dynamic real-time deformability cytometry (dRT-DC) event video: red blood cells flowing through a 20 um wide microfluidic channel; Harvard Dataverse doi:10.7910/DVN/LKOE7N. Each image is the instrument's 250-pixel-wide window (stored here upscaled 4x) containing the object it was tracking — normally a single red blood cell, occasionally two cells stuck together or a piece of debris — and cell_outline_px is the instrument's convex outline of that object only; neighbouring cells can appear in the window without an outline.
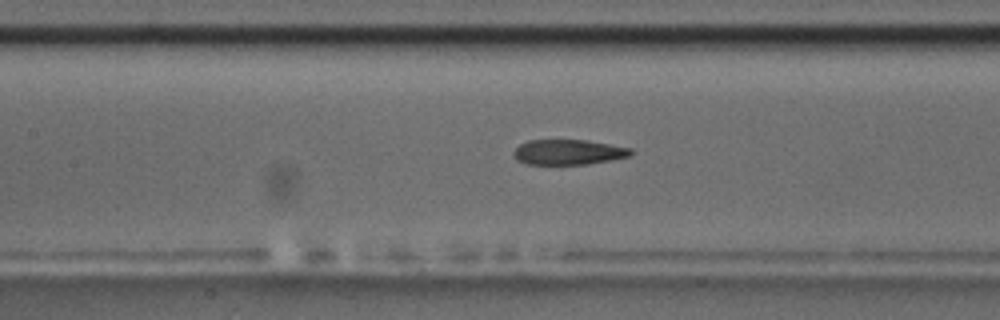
{"species": "common noctule bat (a hibernating species)", "species_latin": "Nyctalus noctula", "temperature_condition": "room temperature", "stored_images_in_passage": 54, "camera_frame_rate_fps": 3000, "um_per_image_px": 0.085, "animal": {"sex": "male", "body_mass_g": 17.5, "forearm_length_mm": 52.3}, "frame": {"image": 1, "passage_image": 24, "time_ms": 7.667, "image_size_px": [1000, 320], "cell_outline_px": [[632, 156], [588, 164], [528, 164], [516, 160], [512, 156], [512, 152], [520, 144], [528, 140], [588, 140], [632, 148]], "centroid_in_image_um": [48.3, 12.93], "position_along_channel_um": 159.1, "area_um2": 17.34}, "authors_computed_cell_mechanics": {"area_um2": 18.3804, "velocity_mm_per_s": 3.7262, "shape_relaxation_time_tau1_ms": 8.7263, "shape_relaxation_time_tau2_ms": 2.8335, "deformation_change_tau1": 0.2338, "deformation_change_tau2": 0.1266}}